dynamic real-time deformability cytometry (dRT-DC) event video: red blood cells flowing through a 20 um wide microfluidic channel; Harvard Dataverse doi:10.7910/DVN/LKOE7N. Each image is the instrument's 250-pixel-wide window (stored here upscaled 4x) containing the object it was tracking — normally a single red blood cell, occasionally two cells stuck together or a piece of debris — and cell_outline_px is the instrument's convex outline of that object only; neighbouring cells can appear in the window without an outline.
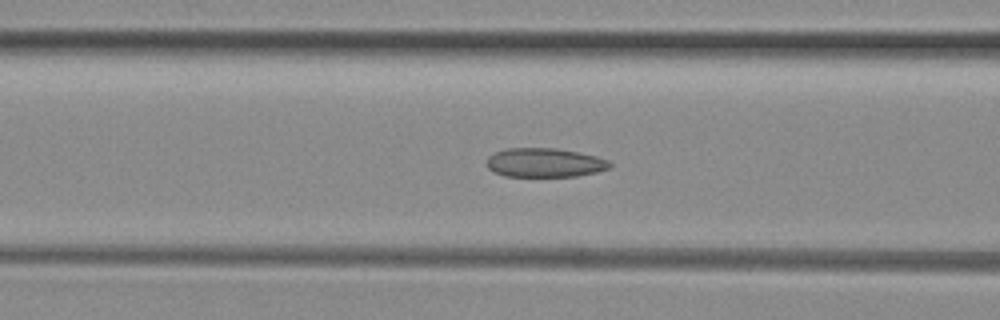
{"species": "common noctule bat (a hibernating species)", "species_latin": "Nyctalus noctula", "temperature_condition": "room temperature", "stored_images_in_passage": 51, "camera_frame_rate_fps": 3000, "um_per_image_px": 0.085, "animal": {"sex": "female", "body_mass_g": 29.2, "forearm_length_mm": 56.3}, "frame": {"image": 1, "passage_image": 20, "time_ms": 6.333, "image_size_px": [1000, 320], "cell_outline_px": [[612, 164], [608, 168], [596, 172], [576, 176], [504, 176], [492, 172], [484, 164], [488, 156], [496, 152], [508, 148], [556, 148], [596, 156], [608, 160]], "centroid_in_image_um": [46.24, 13.83], "position_along_channel_um": 120.4, "area_um2": 20.87}}
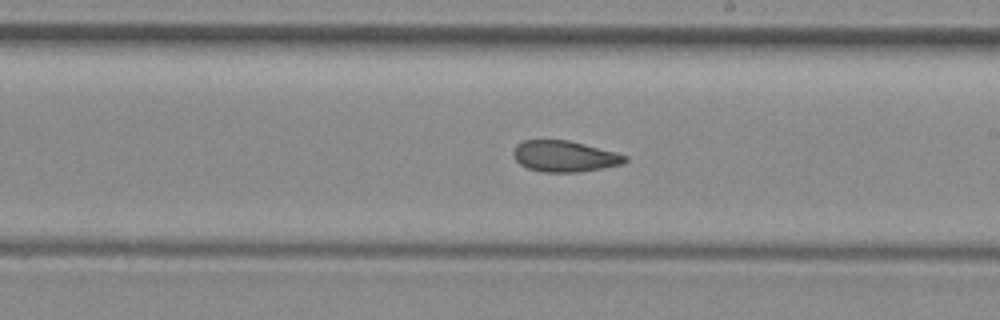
{"frame": {"image": 2, "passage_image": 29, "time_ms": 9.333, "image_size_px": [1000, 320], "cell_outline_px": [[628, 160], [624, 164], [604, 168], [580, 172], [544, 172], [528, 168], [520, 164], [516, 160], [512, 152], [516, 144], [524, 140], [568, 140], [616, 152], [628, 156]], "centroid_in_image_um": [48.01, 13.29], "position_along_channel_um": 241.0, "area_um2": 20.35}}
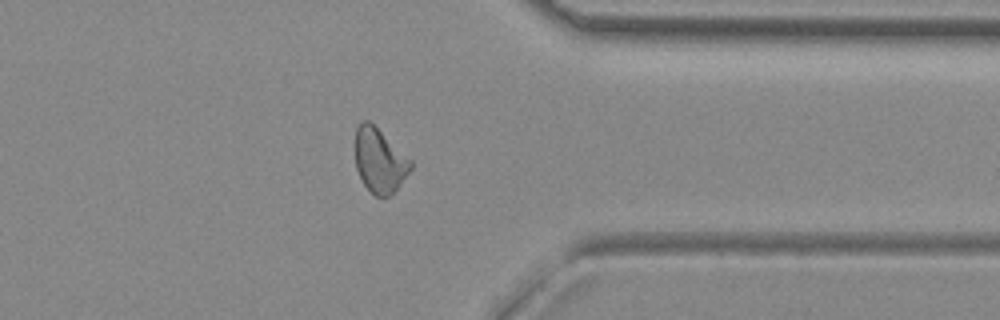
{"frame": {"image": 3, "passage_image": 40, "time_ms": 13.0, "image_size_px": [1000, 320], "cell_outline_px": [[412, 168], [400, 184], [388, 196], [376, 196], [364, 184], [356, 168], [356, 128], [364, 120], [368, 120], [412, 160]], "centroid_in_image_um": [32.27, 13.64], "position_along_channel_um": 379.1, "area_um2": 20.23}, "authors_computed_cell_mechanics": {"area_um2": 21.1548, "velocity_mm_per_s": 4.027, "shape_relaxation_time_tau1_ms": null, "shape_relaxation_time_tau2_ms": 1.9225, "deformation_change_tau1": null, "deformation_change_tau2": 0.0803}}